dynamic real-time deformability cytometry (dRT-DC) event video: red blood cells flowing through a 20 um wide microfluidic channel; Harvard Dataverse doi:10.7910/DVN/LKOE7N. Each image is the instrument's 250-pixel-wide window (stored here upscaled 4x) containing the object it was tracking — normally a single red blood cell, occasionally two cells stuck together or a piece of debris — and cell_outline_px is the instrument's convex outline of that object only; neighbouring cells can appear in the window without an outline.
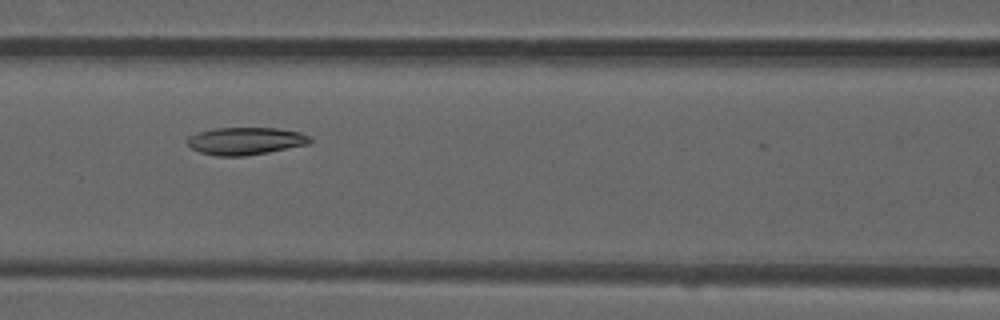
{"species": "common noctule bat (a hibernating species)", "species_latin": "Nyctalus noctula", "temperature_condition": "room temperature", "stored_images_in_passage": 8, "camera_frame_rate_fps": 3000, "um_per_image_px": 0.085, "animal": {"sex": "male", "forearm_length_mm": 52.5}, "frame": {"image": 1, "passage_image": 5, "time_ms": 1.333, "image_size_px": [1000, 320], "cell_outline_px": [[312, 144], [244, 156], [216, 156], [200, 152], [192, 148], [188, 144], [188, 136], [200, 132], [216, 128], [276, 128], [300, 132], [308, 136], [312, 140]], "centroid_in_image_um": [20.9, 11.99], "position_along_channel_um": 145.7, "area_um2": 19.54}}
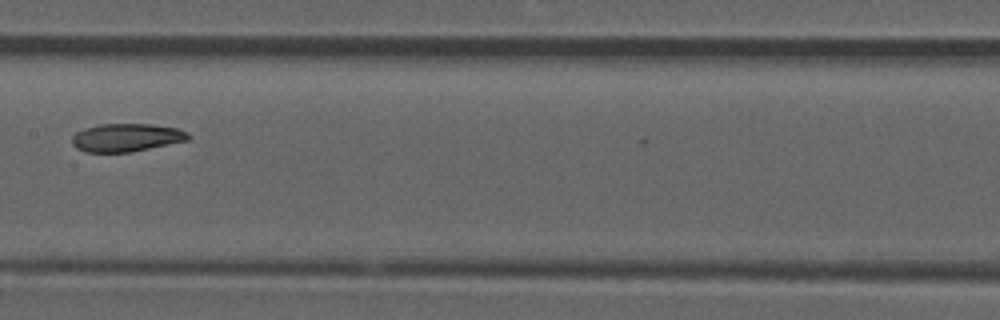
{"frame": {"image": 2, "passage_image": 6, "time_ms": 1.667, "image_size_px": [1000, 320], "cell_outline_px": [[192, 136], [188, 140], [128, 152], [84, 152], [76, 148], [72, 144], [72, 136], [76, 132], [84, 128], [100, 124], [152, 124], [176, 128], [188, 132]], "centroid_in_image_um": [10.72, 11.68], "position_along_channel_um": 196.7, "area_um2": 18.96}}
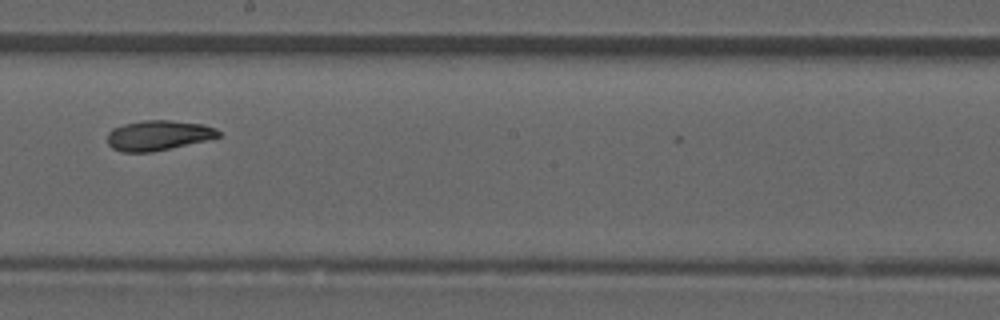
{"frame": {"image": 3, "passage_image": 7, "time_ms": 2.0, "image_size_px": [1000, 320], "cell_outline_px": [[220, 136], [204, 140], [152, 152], [120, 152], [112, 148], [108, 144], [108, 132], [112, 128], [124, 124], [144, 120], [172, 120], [204, 124], [216, 128], [220, 132]], "centroid_in_image_um": [13.42, 11.5], "position_along_channel_um": 234.8, "area_um2": 19.36}}